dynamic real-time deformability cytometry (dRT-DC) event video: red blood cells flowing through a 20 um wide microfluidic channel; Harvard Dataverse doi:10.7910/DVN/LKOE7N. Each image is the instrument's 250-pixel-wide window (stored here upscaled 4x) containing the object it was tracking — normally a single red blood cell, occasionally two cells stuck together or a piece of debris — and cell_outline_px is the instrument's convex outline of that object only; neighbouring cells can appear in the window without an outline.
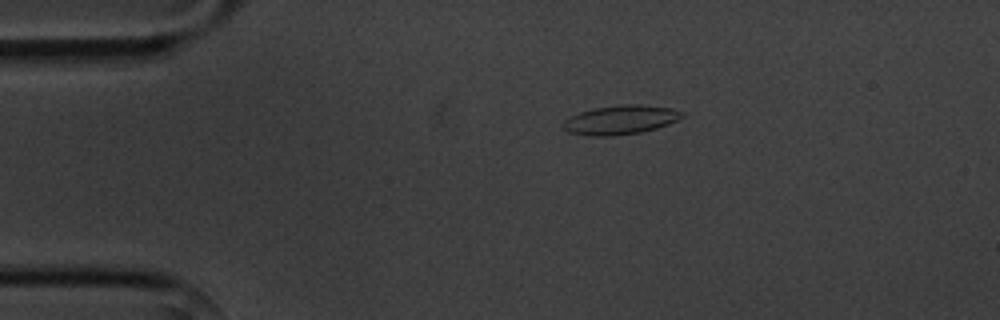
{"species": "common noctule bat (a hibernating species)", "species_latin": "Nyctalus noctula", "temperature_condition": "cold", "stored_images_in_passage": 3, "camera_frame_rate_fps": 3000, "um_per_image_px": 0.085, "animal": {"sex": "male", "body_mass_g": 20.1, "forearm_length_mm": 53.5}, "frame": {"image": 1, "passage_image": 3, "time_ms": 3.333, "image_size_px": [1000, 320], "cell_outline_px": [[684, 116], [668, 124], [656, 128], [640, 132], [608, 136], [588, 136], [568, 132], [560, 124], [564, 120], [580, 112], [596, 108], [620, 104], [640, 104], [672, 108], [684, 112]], "centroid_in_image_um": [52.73, 10.18], "position_along_channel_um": 32.3, "area_um2": 20.11}}